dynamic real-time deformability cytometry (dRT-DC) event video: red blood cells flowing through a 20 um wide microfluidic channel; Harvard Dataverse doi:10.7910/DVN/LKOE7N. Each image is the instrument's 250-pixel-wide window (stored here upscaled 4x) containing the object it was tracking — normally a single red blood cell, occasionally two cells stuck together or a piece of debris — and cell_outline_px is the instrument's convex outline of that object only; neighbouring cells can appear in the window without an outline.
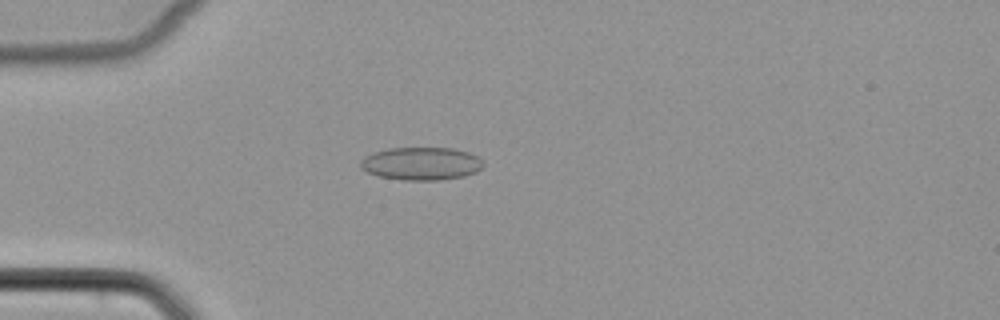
{"species": "common noctule bat (a hibernating species)", "species_latin": "Nyctalus noctula", "temperature_condition": "cold", "stored_images_in_passage": 53, "camera_frame_rate_fps": 3000, "um_per_image_px": 0.085, "animal": {"sex": "female", "body_mass_g": 22.7, "forearm_length_mm": 54.2}, "frame": {"image": 1, "passage_image": 16, "time_ms": 5.0, "image_size_px": [1000, 320], "cell_outline_px": [[484, 164], [476, 172], [464, 176], [440, 180], [404, 180], [376, 176], [360, 168], [360, 160], [364, 156], [388, 148], [452, 148], [468, 152], [476, 156]], "centroid_in_image_um": [35.77, 13.91], "position_along_channel_um": 49.2, "area_um2": 23.52}}
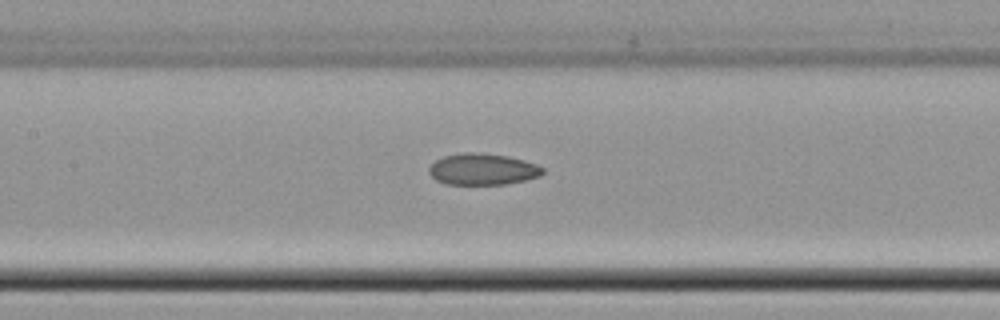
{"frame": {"image": 2, "passage_image": 26, "time_ms": 8.333, "image_size_px": [1000, 320], "cell_outline_px": [[544, 172], [540, 176], [524, 180], [504, 184], [444, 184], [436, 180], [428, 172], [428, 168], [436, 160], [444, 156], [464, 152], [480, 152], [508, 156], [524, 160], [536, 164], [544, 168]], "centroid_in_image_um": [41.02, 14.38], "position_along_channel_um": 166.4, "area_um2": 20.87}}
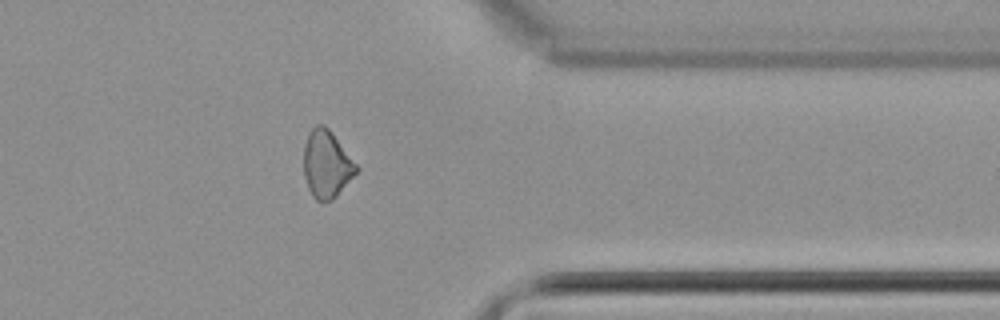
{"frame": {"image": 3, "passage_image": 43, "time_ms": 14.0, "image_size_px": [1000, 320], "cell_outline_px": [[360, 168], [336, 196], [332, 200], [324, 204], [316, 200], [312, 196], [308, 188], [304, 176], [304, 144], [308, 132], [316, 124], [324, 124], [332, 132]], "centroid_in_image_um": [27.75, 13.96], "position_along_channel_um": 383.7, "area_um2": 20.87}}